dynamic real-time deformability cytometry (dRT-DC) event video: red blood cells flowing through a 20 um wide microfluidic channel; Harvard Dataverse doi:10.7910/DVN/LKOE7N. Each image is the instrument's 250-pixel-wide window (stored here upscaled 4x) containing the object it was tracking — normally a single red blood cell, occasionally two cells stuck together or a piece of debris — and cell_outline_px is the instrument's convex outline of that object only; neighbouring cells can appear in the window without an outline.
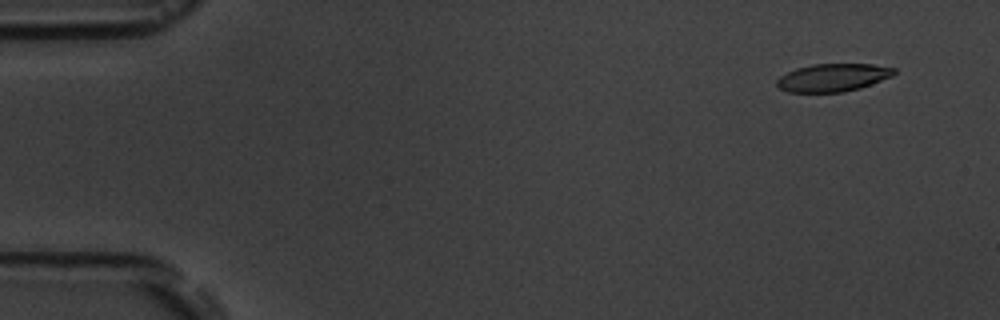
{"species": "common noctule bat (a hibernating species)", "species_latin": "Nyctalus noctula", "temperature_condition": "room temperature", "stored_images_in_passage": 6, "camera_frame_rate_fps": 3000, "um_per_image_px": 0.085, "animal": {"sex": "male", "body_mass_g": 19.5, "forearm_length_mm": 54.6}, "frame": {"image": 1, "passage_image": 2, "time_ms": 1.0, "image_size_px": [1000, 320], "cell_outline_px": [[896, 72], [892, 76], [872, 84], [860, 88], [844, 92], [788, 92], [780, 88], [776, 84], [776, 80], [780, 76], [796, 68], [812, 64], [872, 64], [896, 68]], "centroid_in_image_um": [70.81, 6.59], "position_along_channel_um": 14.2, "area_um2": 19.07}}
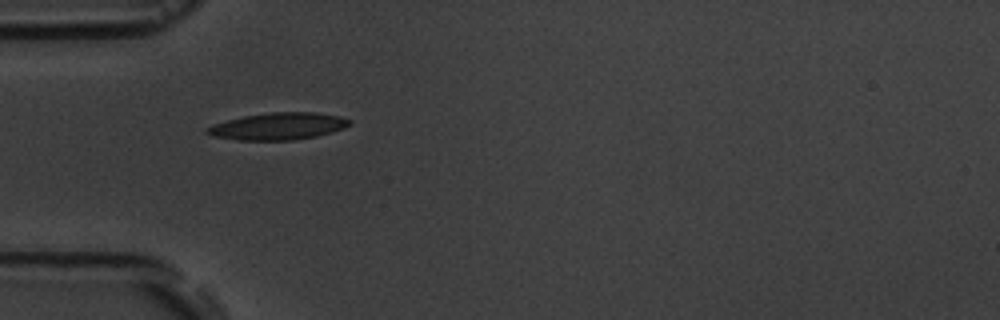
{"frame": {"image": 2, "passage_image": 5, "time_ms": 5.333, "image_size_px": [1000, 320], "cell_outline_px": [[352, 124], [344, 128], [332, 132], [316, 136], [292, 140], [240, 140], [212, 136], [204, 132], [204, 128], [212, 124], [244, 116], [268, 112], [316, 112], [340, 116], [352, 120]], "centroid_in_image_um": [23.65, 10.72], "position_along_channel_um": 61.4, "area_um2": 22.6}}
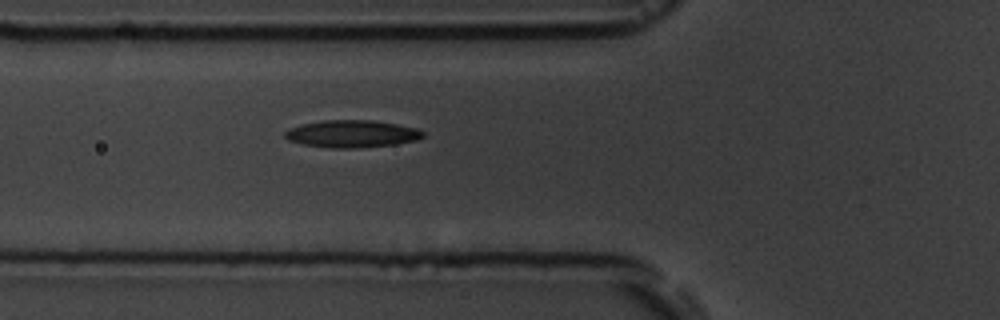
{"frame": {"image": 3, "passage_image": 6, "time_ms": 6.333, "image_size_px": [1000, 320], "cell_outline_px": [[424, 136], [416, 140], [396, 144], [360, 148], [332, 148], [304, 144], [288, 140], [284, 136], [284, 132], [288, 128], [300, 124], [324, 120], [372, 120], [396, 124], [416, 128], [424, 132]], "centroid_in_image_um": [29.89, 11.37], "position_along_channel_um": 95.9, "area_um2": 22.02}}